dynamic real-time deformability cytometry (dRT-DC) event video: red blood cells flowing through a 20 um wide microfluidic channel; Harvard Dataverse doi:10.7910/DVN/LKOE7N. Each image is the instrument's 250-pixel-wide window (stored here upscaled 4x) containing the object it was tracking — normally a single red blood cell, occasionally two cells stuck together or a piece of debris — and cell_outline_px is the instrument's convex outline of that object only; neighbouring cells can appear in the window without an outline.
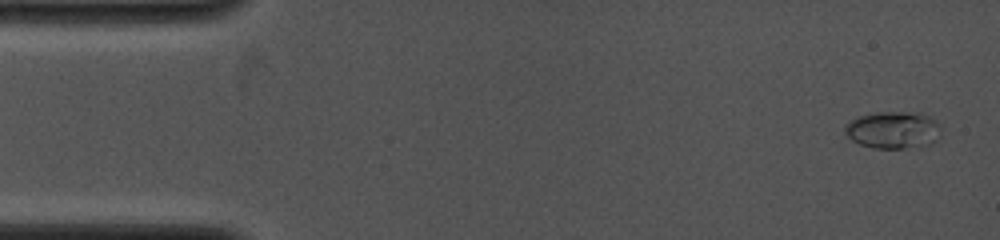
{"species": "common noctule bat (a hibernating species)", "species_latin": "Nyctalus noctula", "temperature_condition": "cold", "stored_images_in_passage": 5, "camera_frame_rate_fps": 4000, "um_per_image_px": 0.085, "animal": {"sex": "female", "body_mass_g": 19.0, "forearm_length_mm": 53.3}, "frame": {"image": 1, "passage_image": 1, "time_ms": 0.0, "image_size_px": [1000, 240], "cell_outline_px": [[940, 128], [936, 140], [932, 144], [904, 148], [872, 148], [860, 144], [852, 140], [844, 132], [844, 124], [860, 116], [876, 112], [920, 112], [936, 120]], "centroid_in_image_um": [75.9, 11.04], "position_along_channel_um": 9.1, "area_um2": 20.81}}